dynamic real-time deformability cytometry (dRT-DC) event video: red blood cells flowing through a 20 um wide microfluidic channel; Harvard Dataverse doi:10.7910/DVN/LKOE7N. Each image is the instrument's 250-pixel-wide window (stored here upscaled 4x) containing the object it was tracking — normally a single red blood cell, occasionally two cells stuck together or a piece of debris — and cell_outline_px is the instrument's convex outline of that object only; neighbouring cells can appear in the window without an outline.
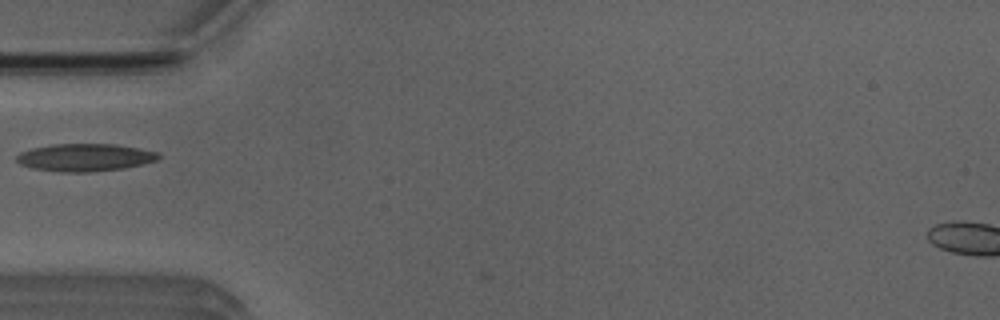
{"species": "Egyptian fruit bat (a non-hibernating species)", "species_latin": "Rousettus aegyptiacus", "temperature_condition": "room temperature", "stored_images_in_passage": 4, "camera_frame_rate_fps": 3000, "um_per_image_px": 0.085, "animal": {"sex": "male"}, "frame": {"image": 1, "passage_image": 2, "time_ms": 1.333, "image_size_px": [1000, 320], "cell_outline_px": [[160, 156], [156, 160], [124, 168], [88, 172], [64, 172], [32, 168], [20, 164], [16, 160], [16, 156], [20, 152], [32, 148], [52, 144], [116, 144], [160, 152]], "centroid_in_image_um": [7.2, 13.37], "position_along_channel_um": 77.8, "area_um2": 22.72}}